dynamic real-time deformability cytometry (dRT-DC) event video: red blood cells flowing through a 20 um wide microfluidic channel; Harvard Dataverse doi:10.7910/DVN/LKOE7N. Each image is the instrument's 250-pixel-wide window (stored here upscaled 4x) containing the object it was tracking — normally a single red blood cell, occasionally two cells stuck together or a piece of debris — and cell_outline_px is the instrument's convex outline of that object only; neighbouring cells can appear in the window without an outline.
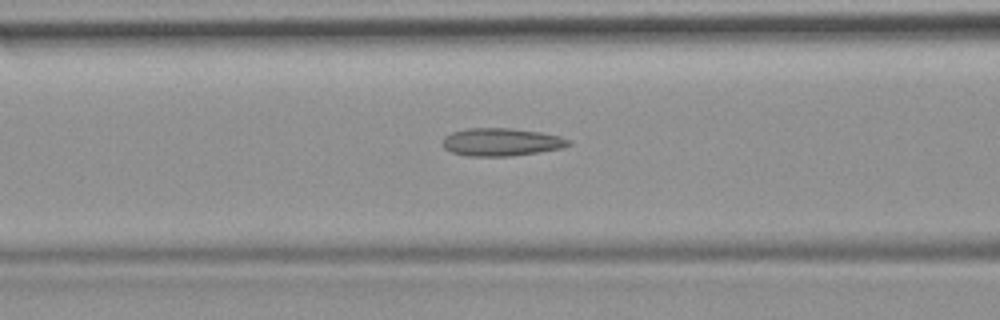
{"species": "common noctule bat (a hibernating species)", "species_latin": "Nyctalus noctula", "temperature_condition": "room temperature", "stored_images_in_passage": 47, "camera_frame_rate_fps": 3000, "um_per_image_px": 0.085, "animal": {"sex": "female", "body_mass_g": 19.9}, "frame": {"image": 1, "passage_image": 21, "time_ms": 6.667, "image_size_px": [1000, 320], "cell_outline_px": [[572, 144], [564, 148], [540, 152], [508, 156], [468, 156], [452, 152], [444, 148], [444, 136], [452, 132], [468, 128], [512, 128], [540, 132], [560, 136], [572, 140]], "centroid_in_image_um": [42.67, 12.07], "position_along_channel_um": 123.9, "area_um2": 20.52}, "authors_computed_cell_mechanics": {"area_um2": 19.8832, "velocity_mm_per_s": 3.8264, "shape_relaxation_time_tau1_ms": null, "shape_relaxation_time_tau2_ms": 2.7322, "deformation_change_tau1": null, "deformation_change_tau2": 0.1312}}